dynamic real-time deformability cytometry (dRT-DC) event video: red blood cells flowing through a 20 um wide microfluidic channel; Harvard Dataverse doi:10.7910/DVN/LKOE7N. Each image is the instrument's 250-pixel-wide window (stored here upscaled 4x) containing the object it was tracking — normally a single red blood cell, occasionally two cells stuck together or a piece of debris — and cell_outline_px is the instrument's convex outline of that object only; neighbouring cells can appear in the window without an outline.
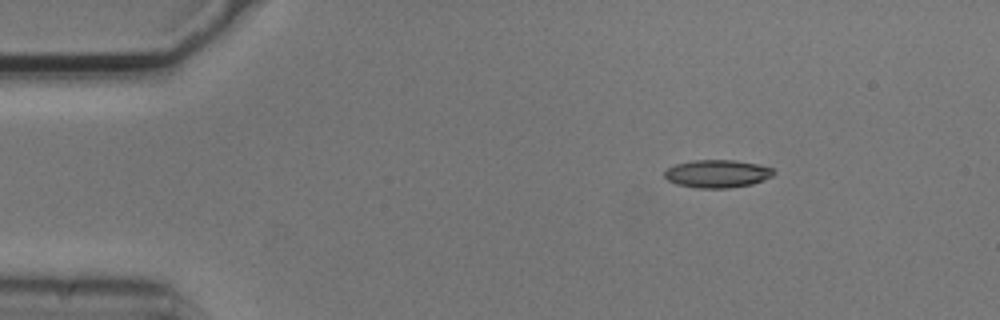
{"species": "common noctule bat (a hibernating species)", "species_latin": "Nyctalus noctula", "temperature_condition": "cold", "stored_images_in_passage": 4, "camera_frame_rate_fps": 3000, "um_per_image_px": 0.085, "animal": {"sex": "male", "body_mass_g": 20.5, "forearm_length_mm": 52.5}, "frame": {"image": 1, "passage_image": 2, "time_ms": 0.333, "image_size_px": [1000, 320], "cell_outline_px": [[776, 172], [772, 176], [752, 184], [728, 188], [696, 188], [676, 184], [668, 180], [664, 176], [664, 172], [668, 168], [676, 164], [692, 160], [736, 160], [756, 164], [772, 168]], "centroid_in_image_um": [60.95, 14.76], "position_along_channel_um": 24.0, "area_um2": 17.69}}